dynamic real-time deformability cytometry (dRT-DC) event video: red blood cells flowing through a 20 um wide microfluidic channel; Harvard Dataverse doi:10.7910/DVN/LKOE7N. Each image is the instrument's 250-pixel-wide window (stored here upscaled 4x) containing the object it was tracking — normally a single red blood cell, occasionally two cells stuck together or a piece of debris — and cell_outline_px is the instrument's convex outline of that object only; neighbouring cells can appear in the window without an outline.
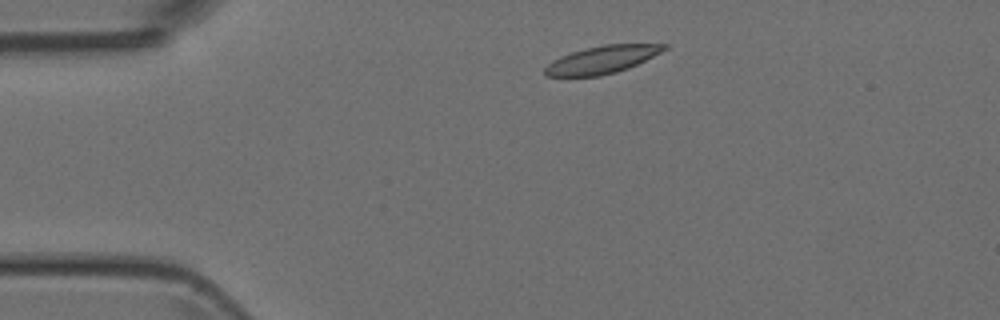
{"species": "Egyptian fruit bat (a non-hibernating species)", "species_latin": "Rousettus aegyptiacus", "temperature_condition": "room temperature", "stored_images_in_passage": 36, "camera_frame_rate_fps": 3000, "um_per_image_px": 0.085, "animal": {"sex": "female"}, "frame": {"image": 1, "passage_image": 1, "time_ms": 0.0, "image_size_px": [1000, 320], "cell_outline_px": [[668, 48], [628, 68], [616, 72], [600, 76], [544, 76], [544, 68], [552, 60], [560, 56], [584, 48], [604, 44], [668, 44]], "centroid_in_image_um": [51.13, 5.07], "position_along_channel_um": 33.9, "area_um2": 19.07}}
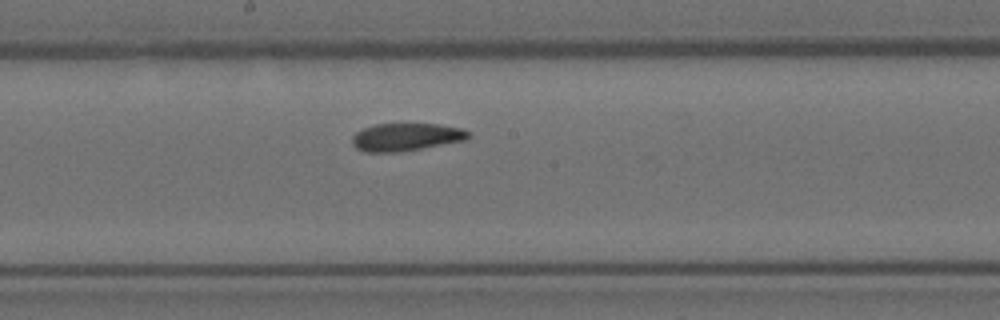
{"frame": {"image": 2, "passage_image": 18, "time_ms": 5.667, "image_size_px": [1000, 320], "cell_outline_px": [[472, 136], [464, 140], [400, 152], [364, 152], [356, 148], [352, 144], [352, 136], [356, 132], [364, 128], [376, 124], [440, 124], [464, 128], [472, 132]], "centroid_in_image_um": [34.54, 11.64], "position_along_channel_um": 213.7, "area_um2": 18.9}}
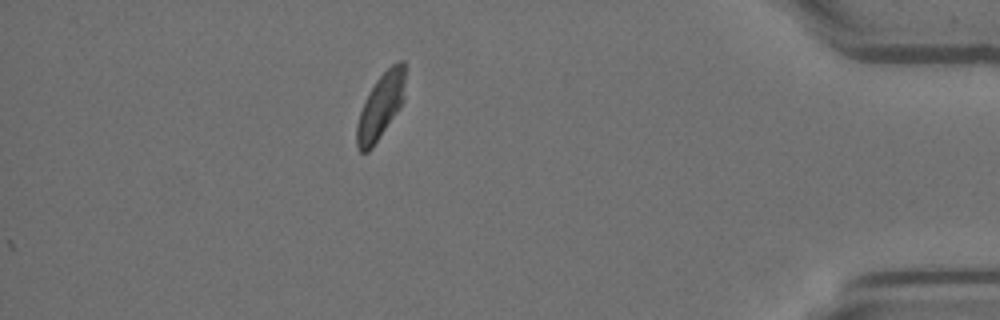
{"frame": {"image": 3, "passage_image": 36, "time_ms": 11.667, "image_size_px": [1000, 320], "cell_outline_px": [[404, 100], [400, 108], [372, 148], [368, 152], [360, 152], [356, 144], [356, 124], [364, 100], [368, 92], [376, 80], [392, 64], [400, 60], [404, 60]], "centroid_in_image_um": [32.34, 9.04], "position_along_channel_um": 402.9, "area_um2": 18.44}}